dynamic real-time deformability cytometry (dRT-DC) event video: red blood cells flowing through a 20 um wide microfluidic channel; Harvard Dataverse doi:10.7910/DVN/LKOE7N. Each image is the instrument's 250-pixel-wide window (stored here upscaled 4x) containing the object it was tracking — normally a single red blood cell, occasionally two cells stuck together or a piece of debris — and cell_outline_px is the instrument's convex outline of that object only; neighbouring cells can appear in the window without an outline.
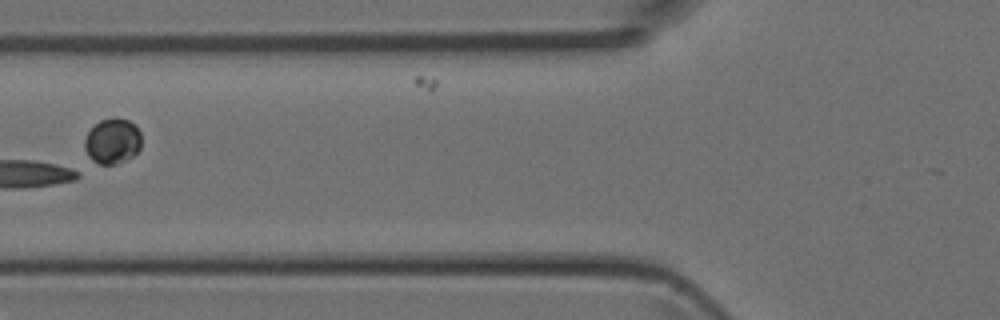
{"species": "Egyptian fruit bat (a non-hibernating species)", "species_latin": "Rousettus aegyptiacus", "temperature_condition": "room temperature", "stored_images_in_passage": 4, "camera_frame_rate_fps": 3000, "um_per_image_px": 0.085, "animal": {"sex": "female"}, "frame": {"image": 1, "passage_image": 4, "time_ms": 1.0, "image_size_px": [1000, 320], "cell_outline_px": [[140, 148], [128, 160], [116, 164], [88, 164], [84, 148], [84, 140], [88, 132], [100, 120], [116, 116], [128, 120], [136, 124], [140, 132]], "centroid_in_image_um": [9.51, 12.02], "position_along_channel_um": 116.3, "area_um2": 15.61}}